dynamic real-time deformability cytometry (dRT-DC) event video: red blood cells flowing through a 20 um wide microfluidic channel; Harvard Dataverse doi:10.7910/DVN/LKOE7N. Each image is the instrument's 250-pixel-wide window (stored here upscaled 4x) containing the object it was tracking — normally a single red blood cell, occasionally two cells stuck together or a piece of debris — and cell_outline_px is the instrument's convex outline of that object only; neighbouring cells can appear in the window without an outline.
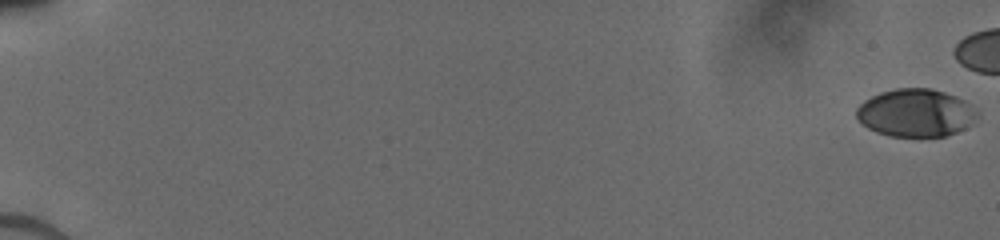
{"species": "human", "species_latin": "Homo sapiens", "temperature_condition": "cold", "stored_images_in_passage": 42, "camera_frame_rate_fps": 3000, "um_per_image_px": 0.085, "donor": {"sex": "male"}, "frame": {"image": 1, "passage_image": 1, "time_ms": 0.0, "image_size_px": [1000, 240], "cell_outline_px": [[980, 116], [964, 128], [956, 132], [944, 136], [888, 136], [876, 132], [868, 128], [856, 116], [856, 108], [864, 100], [880, 92], [896, 88], [928, 88], [944, 92], [956, 96], [972, 104], [980, 112]], "centroid_in_image_um": [77.86, 9.58], "position_along_channel_um": 7.1, "area_um2": 33.76}}
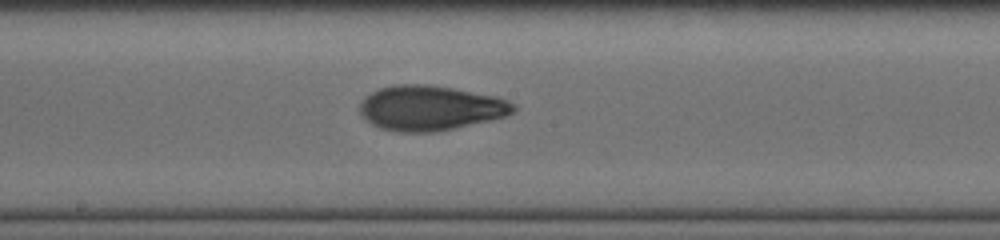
{"frame": {"image": 2, "passage_image": 28, "time_ms": 10.333, "image_size_px": [1000, 240], "cell_outline_px": [[516, 108], [512, 112], [504, 116], [492, 120], [432, 132], [400, 132], [380, 128], [372, 124], [360, 116], [360, 104], [372, 92], [380, 88], [396, 84], [428, 84], [452, 88], [496, 96], [508, 100], [516, 104]], "centroid_in_image_um": [36.58, 9.18], "position_along_channel_um": 211.6, "area_um2": 40.0}}
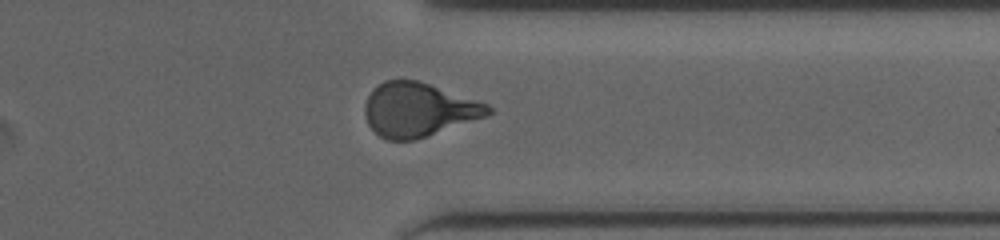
{"frame": {"image": 3, "passage_image": 38, "time_ms": 14.333, "image_size_px": [1000, 240], "cell_outline_px": [[492, 112], [488, 116], [412, 140], [388, 140], [380, 136], [368, 124], [364, 112], [364, 104], [372, 88], [384, 80], [416, 80], [488, 104], [492, 108]], "centroid_in_image_um": [35.54, 9.32], "position_along_channel_um": 375.9, "area_um2": 38.26}}